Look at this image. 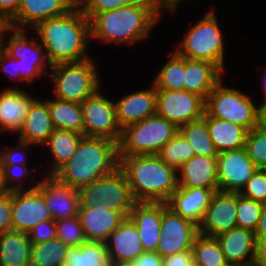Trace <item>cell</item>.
I'll use <instances>...</instances> for the list:
<instances>
[{"instance_id": "obj_1", "label": "cell", "mask_w": 266, "mask_h": 266, "mask_svg": "<svg viewBox=\"0 0 266 266\" xmlns=\"http://www.w3.org/2000/svg\"><path fill=\"white\" fill-rule=\"evenodd\" d=\"M51 66L92 58L87 54L91 40L90 22L82 10L69 12L39 22L34 28Z\"/></svg>"}, {"instance_id": "obj_2", "label": "cell", "mask_w": 266, "mask_h": 266, "mask_svg": "<svg viewBox=\"0 0 266 266\" xmlns=\"http://www.w3.org/2000/svg\"><path fill=\"white\" fill-rule=\"evenodd\" d=\"M162 10L151 0L95 14L90 20L91 39L106 43L133 44L147 38Z\"/></svg>"}, {"instance_id": "obj_3", "label": "cell", "mask_w": 266, "mask_h": 266, "mask_svg": "<svg viewBox=\"0 0 266 266\" xmlns=\"http://www.w3.org/2000/svg\"><path fill=\"white\" fill-rule=\"evenodd\" d=\"M118 159L136 202L167 203L178 187L177 171L158 155Z\"/></svg>"}, {"instance_id": "obj_4", "label": "cell", "mask_w": 266, "mask_h": 266, "mask_svg": "<svg viewBox=\"0 0 266 266\" xmlns=\"http://www.w3.org/2000/svg\"><path fill=\"white\" fill-rule=\"evenodd\" d=\"M119 167L118 143L102 137L84 136L71 159L53 176L80 189Z\"/></svg>"}, {"instance_id": "obj_5", "label": "cell", "mask_w": 266, "mask_h": 266, "mask_svg": "<svg viewBox=\"0 0 266 266\" xmlns=\"http://www.w3.org/2000/svg\"><path fill=\"white\" fill-rule=\"evenodd\" d=\"M179 131L172 122L155 114L122 129L118 158L136 155H157Z\"/></svg>"}, {"instance_id": "obj_6", "label": "cell", "mask_w": 266, "mask_h": 266, "mask_svg": "<svg viewBox=\"0 0 266 266\" xmlns=\"http://www.w3.org/2000/svg\"><path fill=\"white\" fill-rule=\"evenodd\" d=\"M93 58L75 63L51 66L48 76L54 85V98L81 104L101 88L97 66Z\"/></svg>"}, {"instance_id": "obj_7", "label": "cell", "mask_w": 266, "mask_h": 266, "mask_svg": "<svg viewBox=\"0 0 266 266\" xmlns=\"http://www.w3.org/2000/svg\"><path fill=\"white\" fill-rule=\"evenodd\" d=\"M174 51L181 57L206 60L217 65L223 72L224 41L222 32L213 10L207 12L196 25H193L184 35Z\"/></svg>"}, {"instance_id": "obj_8", "label": "cell", "mask_w": 266, "mask_h": 266, "mask_svg": "<svg viewBox=\"0 0 266 266\" xmlns=\"http://www.w3.org/2000/svg\"><path fill=\"white\" fill-rule=\"evenodd\" d=\"M222 80L205 100V112L212 117L236 123L248 131L260 123V105L238 89L225 87Z\"/></svg>"}, {"instance_id": "obj_9", "label": "cell", "mask_w": 266, "mask_h": 266, "mask_svg": "<svg viewBox=\"0 0 266 266\" xmlns=\"http://www.w3.org/2000/svg\"><path fill=\"white\" fill-rule=\"evenodd\" d=\"M78 192L79 207H91L101 202L108 209L122 212L126 217L137 203L132 195L129 183L119 167L91 184L82 186L78 189Z\"/></svg>"}, {"instance_id": "obj_10", "label": "cell", "mask_w": 266, "mask_h": 266, "mask_svg": "<svg viewBox=\"0 0 266 266\" xmlns=\"http://www.w3.org/2000/svg\"><path fill=\"white\" fill-rule=\"evenodd\" d=\"M9 32V41L5 46V42H2V48L12 58L17 59L20 81L31 83L36 77L47 76L49 72L45 68H51V65L40 41L28 39L25 29L11 28Z\"/></svg>"}, {"instance_id": "obj_11", "label": "cell", "mask_w": 266, "mask_h": 266, "mask_svg": "<svg viewBox=\"0 0 266 266\" xmlns=\"http://www.w3.org/2000/svg\"><path fill=\"white\" fill-rule=\"evenodd\" d=\"M84 136L102 137L119 143L122 130L116 119V107L98 90L81 104Z\"/></svg>"}, {"instance_id": "obj_12", "label": "cell", "mask_w": 266, "mask_h": 266, "mask_svg": "<svg viewBox=\"0 0 266 266\" xmlns=\"http://www.w3.org/2000/svg\"><path fill=\"white\" fill-rule=\"evenodd\" d=\"M205 100L186 90H156V114L178 128L203 118Z\"/></svg>"}, {"instance_id": "obj_13", "label": "cell", "mask_w": 266, "mask_h": 266, "mask_svg": "<svg viewBox=\"0 0 266 266\" xmlns=\"http://www.w3.org/2000/svg\"><path fill=\"white\" fill-rule=\"evenodd\" d=\"M199 234L198 226L176 214L167 203H163L161 215V236L157 253L162 257L192 250L194 240Z\"/></svg>"}, {"instance_id": "obj_14", "label": "cell", "mask_w": 266, "mask_h": 266, "mask_svg": "<svg viewBox=\"0 0 266 266\" xmlns=\"http://www.w3.org/2000/svg\"><path fill=\"white\" fill-rule=\"evenodd\" d=\"M40 181L25 190L12 191V230L29 233L37 224L53 220L42 196Z\"/></svg>"}, {"instance_id": "obj_15", "label": "cell", "mask_w": 266, "mask_h": 266, "mask_svg": "<svg viewBox=\"0 0 266 266\" xmlns=\"http://www.w3.org/2000/svg\"><path fill=\"white\" fill-rule=\"evenodd\" d=\"M237 227V192L215 191L205 211L198 232L216 237Z\"/></svg>"}, {"instance_id": "obj_16", "label": "cell", "mask_w": 266, "mask_h": 266, "mask_svg": "<svg viewBox=\"0 0 266 266\" xmlns=\"http://www.w3.org/2000/svg\"><path fill=\"white\" fill-rule=\"evenodd\" d=\"M256 169L245 147L219 153L217 156L219 190L239 193Z\"/></svg>"}, {"instance_id": "obj_17", "label": "cell", "mask_w": 266, "mask_h": 266, "mask_svg": "<svg viewBox=\"0 0 266 266\" xmlns=\"http://www.w3.org/2000/svg\"><path fill=\"white\" fill-rule=\"evenodd\" d=\"M39 184L42 186V196L53 220H66L78 215V189L60 182L53 175H46Z\"/></svg>"}, {"instance_id": "obj_18", "label": "cell", "mask_w": 266, "mask_h": 266, "mask_svg": "<svg viewBox=\"0 0 266 266\" xmlns=\"http://www.w3.org/2000/svg\"><path fill=\"white\" fill-rule=\"evenodd\" d=\"M78 217L87 240L104 243L126 218L122 212L110 210L101 202L91 207H79Z\"/></svg>"}, {"instance_id": "obj_19", "label": "cell", "mask_w": 266, "mask_h": 266, "mask_svg": "<svg viewBox=\"0 0 266 266\" xmlns=\"http://www.w3.org/2000/svg\"><path fill=\"white\" fill-rule=\"evenodd\" d=\"M163 203L137 202L128 217L136 225L144 252H157Z\"/></svg>"}, {"instance_id": "obj_20", "label": "cell", "mask_w": 266, "mask_h": 266, "mask_svg": "<svg viewBox=\"0 0 266 266\" xmlns=\"http://www.w3.org/2000/svg\"><path fill=\"white\" fill-rule=\"evenodd\" d=\"M114 103L116 119L122 130L156 114V88L152 83L150 89L126 94Z\"/></svg>"}, {"instance_id": "obj_21", "label": "cell", "mask_w": 266, "mask_h": 266, "mask_svg": "<svg viewBox=\"0 0 266 266\" xmlns=\"http://www.w3.org/2000/svg\"><path fill=\"white\" fill-rule=\"evenodd\" d=\"M216 239L229 266H254L256 247L254 231L235 227L216 236Z\"/></svg>"}, {"instance_id": "obj_22", "label": "cell", "mask_w": 266, "mask_h": 266, "mask_svg": "<svg viewBox=\"0 0 266 266\" xmlns=\"http://www.w3.org/2000/svg\"><path fill=\"white\" fill-rule=\"evenodd\" d=\"M37 98L18 87L5 88L0 93V133H18L29 108Z\"/></svg>"}, {"instance_id": "obj_23", "label": "cell", "mask_w": 266, "mask_h": 266, "mask_svg": "<svg viewBox=\"0 0 266 266\" xmlns=\"http://www.w3.org/2000/svg\"><path fill=\"white\" fill-rule=\"evenodd\" d=\"M213 194L214 191L207 188L177 187L167 205L176 214L198 226Z\"/></svg>"}, {"instance_id": "obj_24", "label": "cell", "mask_w": 266, "mask_h": 266, "mask_svg": "<svg viewBox=\"0 0 266 266\" xmlns=\"http://www.w3.org/2000/svg\"><path fill=\"white\" fill-rule=\"evenodd\" d=\"M105 244L110 262L135 261L144 252L137 227L129 217L109 235Z\"/></svg>"}, {"instance_id": "obj_25", "label": "cell", "mask_w": 266, "mask_h": 266, "mask_svg": "<svg viewBox=\"0 0 266 266\" xmlns=\"http://www.w3.org/2000/svg\"><path fill=\"white\" fill-rule=\"evenodd\" d=\"M67 0H20L17 14L10 20L11 28L32 29L41 21L69 12Z\"/></svg>"}, {"instance_id": "obj_26", "label": "cell", "mask_w": 266, "mask_h": 266, "mask_svg": "<svg viewBox=\"0 0 266 266\" xmlns=\"http://www.w3.org/2000/svg\"><path fill=\"white\" fill-rule=\"evenodd\" d=\"M177 183L178 187L218 191L217 157L193 156L177 170Z\"/></svg>"}, {"instance_id": "obj_27", "label": "cell", "mask_w": 266, "mask_h": 266, "mask_svg": "<svg viewBox=\"0 0 266 266\" xmlns=\"http://www.w3.org/2000/svg\"><path fill=\"white\" fill-rule=\"evenodd\" d=\"M223 71L212 62L185 58L184 90L197 94L204 100L222 80Z\"/></svg>"}, {"instance_id": "obj_28", "label": "cell", "mask_w": 266, "mask_h": 266, "mask_svg": "<svg viewBox=\"0 0 266 266\" xmlns=\"http://www.w3.org/2000/svg\"><path fill=\"white\" fill-rule=\"evenodd\" d=\"M54 130L47 100L37 98L29 108L17 139L31 145L43 146Z\"/></svg>"}, {"instance_id": "obj_29", "label": "cell", "mask_w": 266, "mask_h": 266, "mask_svg": "<svg viewBox=\"0 0 266 266\" xmlns=\"http://www.w3.org/2000/svg\"><path fill=\"white\" fill-rule=\"evenodd\" d=\"M210 138L218 153L245 147L248 130L239 124L224 121L204 112Z\"/></svg>"}, {"instance_id": "obj_30", "label": "cell", "mask_w": 266, "mask_h": 266, "mask_svg": "<svg viewBox=\"0 0 266 266\" xmlns=\"http://www.w3.org/2000/svg\"><path fill=\"white\" fill-rule=\"evenodd\" d=\"M31 248L28 233L11 230L0 234V266H30Z\"/></svg>"}, {"instance_id": "obj_31", "label": "cell", "mask_w": 266, "mask_h": 266, "mask_svg": "<svg viewBox=\"0 0 266 266\" xmlns=\"http://www.w3.org/2000/svg\"><path fill=\"white\" fill-rule=\"evenodd\" d=\"M84 137L71 130L55 129L43 145L50 149L54 163L49 167L47 175H54L75 154L77 147Z\"/></svg>"}, {"instance_id": "obj_32", "label": "cell", "mask_w": 266, "mask_h": 266, "mask_svg": "<svg viewBox=\"0 0 266 266\" xmlns=\"http://www.w3.org/2000/svg\"><path fill=\"white\" fill-rule=\"evenodd\" d=\"M54 129L71 130L84 135V119L81 105L54 98L47 100Z\"/></svg>"}, {"instance_id": "obj_33", "label": "cell", "mask_w": 266, "mask_h": 266, "mask_svg": "<svg viewBox=\"0 0 266 266\" xmlns=\"http://www.w3.org/2000/svg\"><path fill=\"white\" fill-rule=\"evenodd\" d=\"M109 253L104 242L87 241L68 247L65 266H109Z\"/></svg>"}, {"instance_id": "obj_34", "label": "cell", "mask_w": 266, "mask_h": 266, "mask_svg": "<svg viewBox=\"0 0 266 266\" xmlns=\"http://www.w3.org/2000/svg\"><path fill=\"white\" fill-rule=\"evenodd\" d=\"M169 55L152 83L156 90H184L185 58L174 50Z\"/></svg>"}, {"instance_id": "obj_35", "label": "cell", "mask_w": 266, "mask_h": 266, "mask_svg": "<svg viewBox=\"0 0 266 266\" xmlns=\"http://www.w3.org/2000/svg\"><path fill=\"white\" fill-rule=\"evenodd\" d=\"M179 132L190 143L194 156H218L219 153L209 135L207 122L203 118L180 126Z\"/></svg>"}, {"instance_id": "obj_36", "label": "cell", "mask_w": 266, "mask_h": 266, "mask_svg": "<svg viewBox=\"0 0 266 266\" xmlns=\"http://www.w3.org/2000/svg\"><path fill=\"white\" fill-rule=\"evenodd\" d=\"M68 246L59 238L32 244L30 266H65Z\"/></svg>"}, {"instance_id": "obj_37", "label": "cell", "mask_w": 266, "mask_h": 266, "mask_svg": "<svg viewBox=\"0 0 266 266\" xmlns=\"http://www.w3.org/2000/svg\"><path fill=\"white\" fill-rule=\"evenodd\" d=\"M192 253L195 266H229L216 237L198 234Z\"/></svg>"}, {"instance_id": "obj_38", "label": "cell", "mask_w": 266, "mask_h": 266, "mask_svg": "<svg viewBox=\"0 0 266 266\" xmlns=\"http://www.w3.org/2000/svg\"><path fill=\"white\" fill-rule=\"evenodd\" d=\"M157 155L163 162L177 171L184 162L189 161L194 156V152L187 139L178 131Z\"/></svg>"}, {"instance_id": "obj_39", "label": "cell", "mask_w": 266, "mask_h": 266, "mask_svg": "<svg viewBox=\"0 0 266 266\" xmlns=\"http://www.w3.org/2000/svg\"><path fill=\"white\" fill-rule=\"evenodd\" d=\"M263 205L237 192V227L255 232L261 217Z\"/></svg>"}, {"instance_id": "obj_40", "label": "cell", "mask_w": 266, "mask_h": 266, "mask_svg": "<svg viewBox=\"0 0 266 266\" xmlns=\"http://www.w3.org/2000/svg\"><path fill=\"white\" fill-rule=\"evenodd\" d=\"M245 149L257 168L266 169V127L259 123L248 131Z\"/></svg>"}, {"instance_id": "obj_41", "label": "cell", "mask_w": 266, "mask_h": 266, "mask_svg": "<svg viewBox=\"0 0 266 266\" xmlns=\"http://www.w3.org/2000/svg\"><path fill=\"white\" fill-rule=\"evenodd\" d=\"M55 225L56 237L68 247L81 246L88 241L78 215L66 220H57Z\"/></svg>"}, {"instance_id": "obj_42", "label": "cell", "mask_w": 266, "mask_h": 266, "mask_svg": "<svg viewBox=\"0 0 266 266\" xmlns=\"http://www.w3.org/2000/svg\"><path fill=\"white\" fill-rule=\"evenodd\" d=\"M244 197L266 203V169L257 168L239 192Z\"/></svg>"}, {"instance_id": "obj_43", "label": "cell", "mask_w": 266, "mask_h": 266, "mask_svg": "<svg viewBox=\"0 0 266 266\" xmlns=\"http://www.w3.org/2000/svg\"><path fill=\"white\" fill-rule=\"evenodd\" d=\"M1 167L4 184L8 192L25 190L23 185L24 179L27 178L28 175H31L28 173L29 171L26 165H1Z\"/></svg>"}, {"instance_id": "obj_44", "label": "cell", "mask_w": 266, "mask_h": 266, "mask_svg": "<svg viewBox=\"0 0 266 266\" xmlns=\"http://www.w3.org/2000/svg\"><path fill=\"white\" fill-rule=\"evenodd\" d=\"M137 1L139 0H90V2L82 9V11L90 20L97 13L132 5Z\"/></svg>"}, {"instance_id": "obj_45", "label": "cell", "mask_w": 266, "mask_h": 266, "mask_svg": "<svg viewBox=\"0 0 266 266\" xmlns=\"http://www.w3.org/2000/svg\"><path fill=\"white\" fill-rule=\"evenodd\" d=\"M18 145L16 148H8L4 147V150L2 148V151L0 150V164L1 165H26V157L27 152L25 151L27 147H29L31 144L24 143L18 140ZM4 151V152H3ZM21 152V153H20Z\"/></svg>"}, {"instance_id": "obj_46", "label": "cell", "mask_w": 266, "mask_h": 266, "mask_svg": "<svg viewBox=\"0 0 266 266\" xmlns=\"http://www.w3.org/2000/svg\"><path fill=\"white\" fill-rule=\"evenodd\" d=\"M31 244H39L56 238L55 220H45L37 224L29 233Z\"/></svg>"}, {"instance_id": "obj_47", "label": "cell", "mask_w": 266, "mask_h": 266, "mask_svg": "<svg viewBox=\"0 0 266 266\" xmlns=\"http://www.w3.org/2000/svg\"><path fill=\"white\" fill-rule=\"evenodd\" d=\"M12 230V192L0 196V234Z\"/></svg>"}, {"instance_id": "obj_48", "label": "cell", "mask_w": 266, "mask_h": 266, "mask_svg": "<svg viewBox=\"0 0 266 266\" xmlns=\"http://www.w3.org/2000/svg\"><path fill=\"white\" fill-rule=\"evenodd\" d=\"M161 266H195L192 250L164 257Z\"/></svg>"}, {"instance_id": "obj_49", "label": "cell", "mask_w": 266, "mask_h": 266, "mask_svg": "<svg viewBox=\"0 0 266 266\" xmlns=\"http://www.w3.org/2000/svg\"><path fill=\"white\" fill-rule=\"evenodd\" d=\"M0 70L5 73V76L11 75L10 78H12L14 81H20V75L17 68V59L12 58L3 49L0 53Z\"/></svg>"}, {"instance_id": "obj_50", "label": "cell", "mask_w": 266, "mask_h": 266, "mask_svg": "<svg viewBox=\"0 0 266 266\" xmlns=\"http://www.w3.org/2000/svg\"><path fill=\"white\" fill-rule=\"evenodd\" d=\"M254 266H266V236H256Z\"/></svg>"}, {"instance_id": "obj_51", "label": "cell", "mask_w": 266, "mask_h": 266, "mask_svg": "<svg viewBox=\"0 0 266 266\" xmlns=\"http://www.w3.org/2000/svg\"><path fill=\"white\" fill-rule=\"evenodd\" d=\"M162 259L157 252H143L135 262L137 266H161Z\"/></svg>"}, {"instance_id": "obj_52", "label": "cell", "mask_w": 266, "mask_h": 266, "mask_svg": "<svg viewBox=\"0 0 266 266\" xmlns=\"http://www.w3.org/2000/svg\"><path fill=\"white\" fill-rule=\"evenodd\" d=\"M20 0H0V13L9 21L17 14Z\"/></svg>"}, {"instance_id": "obj_53", "label": "cell", "mask_w": 266, "mask_h": 266, "mask_svg": "<svg viewBox=\"0 0 266 266\" xmlns=\"http://www.w3.org/2000/svg\"><path fill=\"white\" fill-rule=\"evenodd\" d=\"M255 236H266V203L263 205V210L255 230Z\"/></svg>"}, {"instance_id": "obj_54", "label": "cell", "mask_w": 266, "mask_h": 266, "mask_svg": "<svg viewBox=\"0 0 266 266\" xmlns=\"http://www.w3.org/2000/svg\"><path fill=\"white\" fill-rule=\"evenodd\" d=\"M11 29L10 21L0 13V43L4 42V38L6 37V34ZM5 36V37H4Z\"/></svg>"}, {"instance_id": "obj_55", "label": "cell", "mask_w": 266, "mask_h": 266, "mask_svg": "<svg viewBox=\"0 0 266 266\" xmlns=\"http://www.w3.org/2000/svg\"><path fill=\"white\" fill-rule=\"evenodd\" d=\"M72 9L82 10L90 0H67Z\"/></svg>"}, {"instance_id": "obj_56", "label": "cell", "mask_w": 266, "mask_h": 266, "mask_svg": "<svg viewBox=\"0 0 266 266\" xmlns=\"http://www.w3.org/2000/svg\"><path fill=\"white\" fill-rule=\"evenodd\" d=\"M260 124L266 127V102L260 104Z\"/></svg>"}, {"instance_id": "obj_57", "label": "cell", "mask_w": 266, "mask_h": 266, "mask_svg": "<svg viewBox=\"0 0 266 266\" xmlns=\"http://www.w3.org/2000/svg\"><path fill=\"white\" fill-rule=\"evenodd\" d=\"M153 1L161 10L167 9L175 0H151Z\"/></svg>"}, {"instance_id": "obj_58", "label": "cell", "mask_w": 266, "mask_h": 266, "mask_svg": "<svg viewBox=\"0 0 266 266\" xmlns=\"http://www.w3.org/2000/svg\"><path fill=\"white\" fill-rule=\"evenodd\" d=\"M7 192L8 190L6 189L5 184H4L3 172H2V167L0 164V196Z\"/></svg>"}, {"instance_id": "obj_59", "label": "cell", "mask_w": 266, "mask_h": 266, "mask_svg": "<svg viewBox=\"0 0 266 266\" xmlns=\"http://www.w3.org/2000/svg\"><path fill=\"white\" fill-rule=\"evenodd\" d=\"M109 266H137L135 261L130 262H111Z\"/></svg>"}, {"instance_id": "obj_60", "label": "cell", "mask_w": 266, "mask_h": 266, "mask_svg": "<svg viewBox=\"0 0 266 266\" xmlns=\"http://www.w3.org/2000/svg\"><path fill=\"white\" fill-rule=\"evenodd\" d=\"M179 1L181 0H175L166 10L174 14L177 11L178 4H180Z\"/></svg>"}, {"instance_id": "obj_61", "label": "cell", "mask_w": 266, "mask_h": 266, "mask_svg": "<svg viewBox=\"0 0 266 266\" xmlns=\"http://www.w3.org/2000/svg\"><path fill=\"white\" fill-rule=\"evenodd\" d=\"M266 73V72H265ZM266 78V77H265ZM265 81V83H264V101H262V102H266V79H264Z\"/></svg>"}, {"instance_id": "obj_62", "label": "cell", "mask_w": 266, "mask_h": 266, "mask_svg": "<svg viewBox=\"0 0 266 266\" xmlns=\"http://www.w3.org/2000/svg\"><path fill=\"white\" fill-rule=\"evenodd\" d=\"M3 48H2V43H0V53H1V50H2Z\"/></svg>"}]
</instances>
